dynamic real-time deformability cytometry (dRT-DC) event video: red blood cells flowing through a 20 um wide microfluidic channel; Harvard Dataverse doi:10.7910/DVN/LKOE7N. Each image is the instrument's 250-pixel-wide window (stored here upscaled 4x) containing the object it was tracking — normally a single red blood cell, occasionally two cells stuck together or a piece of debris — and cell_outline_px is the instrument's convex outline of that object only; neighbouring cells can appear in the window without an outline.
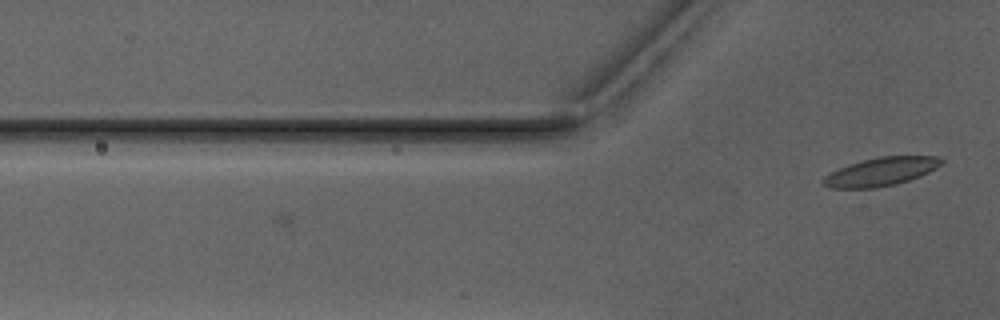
{"species": "Egyptian fruit bat (a non-hibernating species)", "species_latin": "Rousettus aegyptiacus", "temperature_condition": "warm", "stored_images_in_passage": 5, "segment_of_instrument_passage": [2, 2], "camera_frame_rate_fps": 3000, "um_per_image_px": 0.085, "animal": {"sex": "male"}, "frame": {"image": 1, "passage_image": 5, "time_ms": 5.0, "image_size_px": [1000, 320], "cell_outline_px": [[944, 160], [936, 168], [920, 176], [896, 184], [876, 188], [828, 188], [820, 184], [820, 180], [824, 176], [848, 164], [880, 156], [936, 156]], "centroid_in_image_um": [74.83, 14.6], "position_along_channel_um": 51.0, "area_um2": 19.54}}